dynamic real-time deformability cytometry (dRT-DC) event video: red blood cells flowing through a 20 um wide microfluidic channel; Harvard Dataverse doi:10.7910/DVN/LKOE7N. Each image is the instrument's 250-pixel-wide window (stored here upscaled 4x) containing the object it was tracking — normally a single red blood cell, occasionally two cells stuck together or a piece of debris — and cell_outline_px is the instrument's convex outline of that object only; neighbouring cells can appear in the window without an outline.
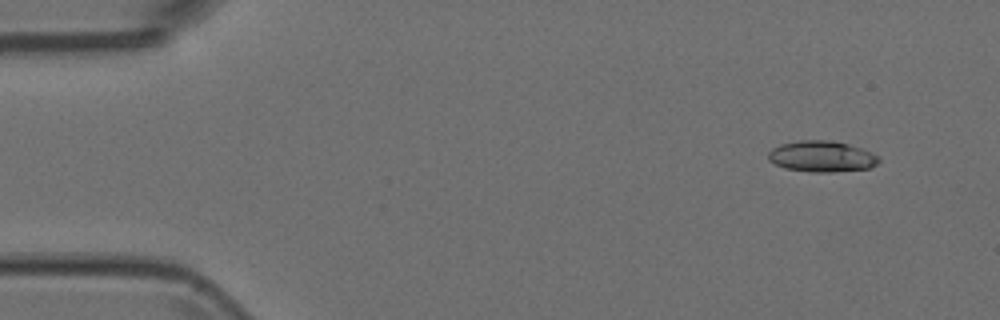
{"species": "Egyptian fruit bat (a non-hibernating species)", "species_latin": "Rousettus aegyptiacus", "temperature_condition": "room temperature", "stored_images_in_passage": 6, "camera_frame_rate_fps": 3000, "um_per_image_px": 0.085, "animal": {"sex": "female"}, "frame": {"image": 1, "passage_image": 2, "time_ms": 0.333, "image_size_px": [1000, 320], "cell_outline_px": [[880, 160], [876, 164], [868, 168], [832, 172], [812, 172], [784, 168], [768, 160], [768, 152], [772, 148], [780, 144], [800, 140], [832, 140], [848, 144], [872, 152], [880, 156]], "centroid_in_image_um": [69.84, 13.29], "position_along_channel_um": 15.2, "area_um2": 20.06}}
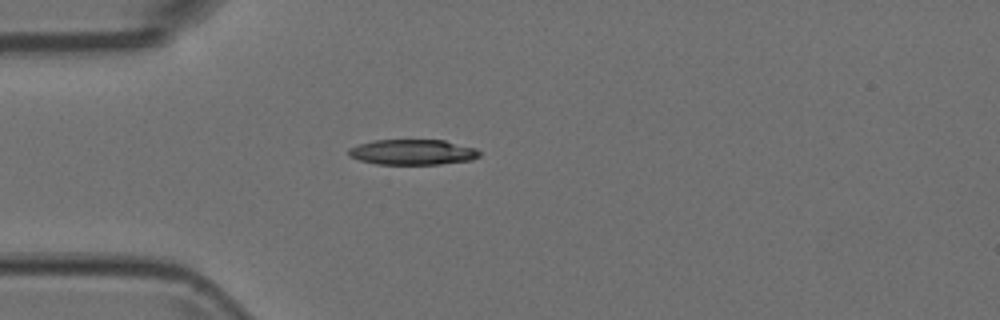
{"frame": {"image": 2, "passage_image": 5, "time_ms": 1.333, "image_size_px": [1000, 320], "cell_outline_px": [[480, 156], [472, 160], [440, 164], [376, 164], [360, 160], [348, 156], [348, 148], [360, 144], [376, 140], [444, 140], [476, 148], [480, 152]], "centroid_in_image_um": [35.08, 12.93], "position_along_channel_um": 49.9, "area_um2": 19.36}}